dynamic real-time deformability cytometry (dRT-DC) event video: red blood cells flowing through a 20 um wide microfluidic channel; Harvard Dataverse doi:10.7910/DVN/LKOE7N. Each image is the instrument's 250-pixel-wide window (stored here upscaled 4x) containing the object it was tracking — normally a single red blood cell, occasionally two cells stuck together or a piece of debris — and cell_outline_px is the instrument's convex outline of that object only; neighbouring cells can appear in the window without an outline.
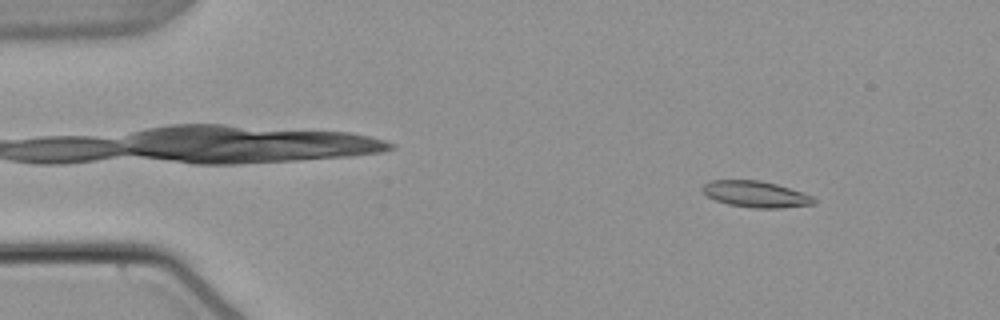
{"species": "common noctule bat (a hibernating species)", "species_latin": "Nyctalus noctula", "temperature_condition": "warm", "stored_images_in_passage": 53, "camera_frame_rate_fps": 3000, "um_per_image_px": 0.085, "animal": {"sex": "male", "body_mass_g": 21.5, "forearm_length_mm": 52.0}, "frame": {"image": 1, "passage_image": 6, "time_ms": 1.667, "image_size_px": [1000, 320], "cell_outline_px": [[816, 204], [780, 208], [752, 208], [728, 204], [716, 200], [708, 196], [700, 188], [704, 184], [712, 180], [760, 180], [776, 184], [812, 196], [816, 200]], "centroid_in_image_um": [64.23, 16.51], "position_along_channel_um": 20.8, "area_um2": 16.94}}
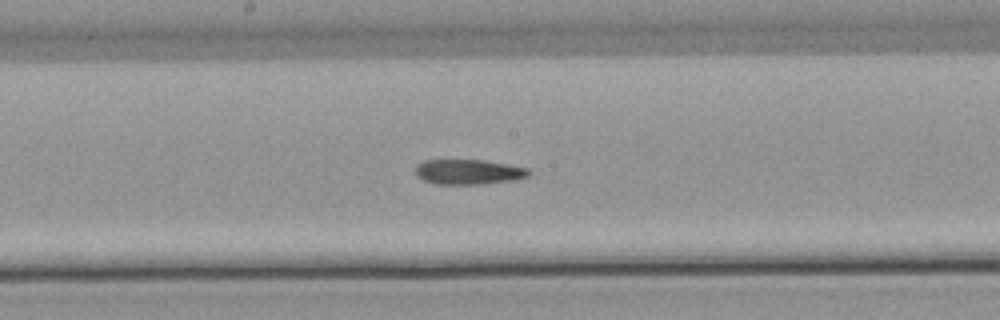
{"frame": {"image": 2, "passage_image": 28, "time_ms": 9.0, "image_size_px": [1000, 320], "cell_outline_px": [[532, 172], [528, 176], [516, 180], [480, 184], [436, 184], [424, 180], [416, 172], [416, 164], [424, 160], [480, 160], [508, 164], [528, 168]], "centroid_in_image_um": [39.86, 14.61], "position_along_channel_um": 208.3, "area_um2": 16.47}}
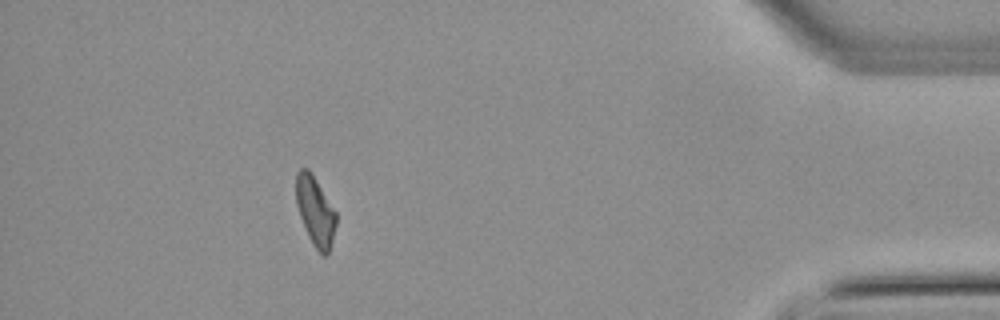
{"frame": {"image": 3, "passage_image": 48, "time_ms": 15.667, "image_size_px": [1000, 320], "cell_outline_px": [[336, 224], [332, 240], [328, 252], [324, 256], [312, 244], [308, 236], [300, 216], [296, 204], [296, 172], [300, 168], [308, 168], [336, 212]], "centroid_in_image_um": [26.78, 17.93], "position_along_channel_um": 408.4, "area_um2": 15.84}, "authors_computed_cell_mechanics": {"area_um2": 16.9932, "velocity_mm_per_s": 3.8074, "shape_relaxation_time_tau1_ms": null, "shape_relaxation_time_tau2_ms": 7.7276, "deformation_change_tau1": null, "deformation_change_tau2": 0.1591}}